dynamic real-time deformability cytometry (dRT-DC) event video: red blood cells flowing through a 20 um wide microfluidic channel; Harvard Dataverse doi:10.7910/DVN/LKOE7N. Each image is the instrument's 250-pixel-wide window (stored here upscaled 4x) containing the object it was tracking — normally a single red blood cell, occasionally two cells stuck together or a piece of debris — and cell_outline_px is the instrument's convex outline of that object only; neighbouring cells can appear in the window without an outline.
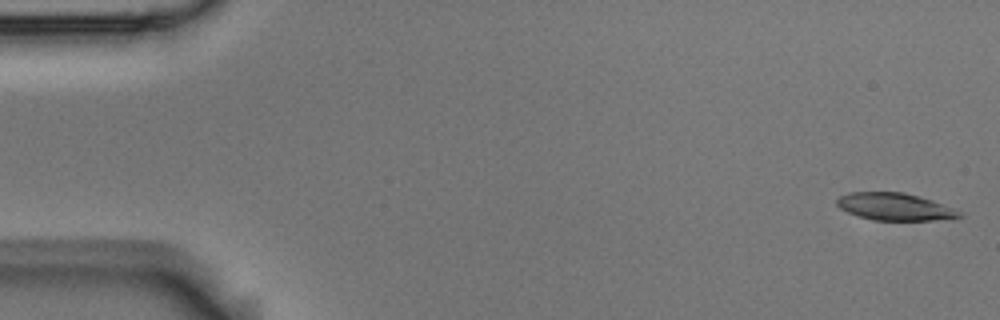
{"species": "Egyptian fruit bat (a non-hibernating species)", "species_latin": "Rousettus aegyptiacus", "temperature_condition": "room temperature", "stored_images_in_passage": 54, "camera_frame_rate_fps": 3000, "um_per_image_px": 0.085, "animal": {"sex": "male"}, "frame": {"image": 1, "passage_image": 1, "time_ms": 0.0, "image_size_px": [1000, 320], "cell_outline_px": [[964, 216], [932, 220], [872, 220], [848, 212], [840, 208], [836, 204], [836, 200], [840, 196], [848, 192], [904, 192], [932, 200], [952, 208], [960, 212]], "centroid_in_image_um": [76.01, 17.56], "position_along_channel_um": 9.0, "area_um2": 19.25}}
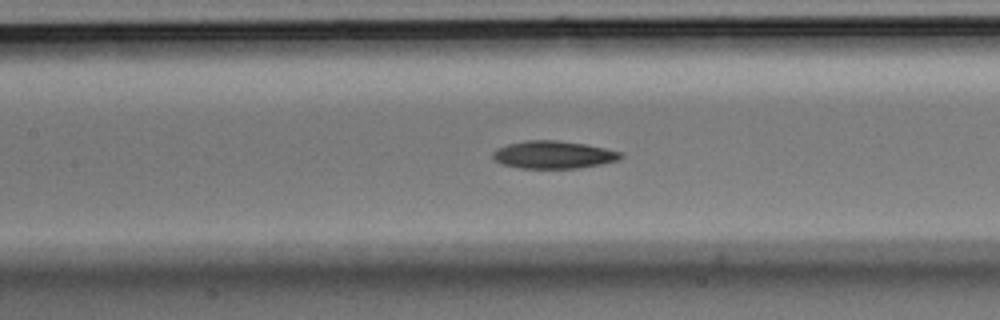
{"frame": {"image": 2, "passage_image": 24, "time_ms": 7.667, "image_size_px": [1000, 320], "cell_outline_px": [[624, 156], [616, 160], [600, 164], [576, 168], [520, 168], [500, 164], [492, 156], [492, 152], [496, 148], [508, 144], [524, 140], [556, 140], [584, 144], [624, 152]], "centroid_in_image_um": [47.01, 13.15], "position_along_channel_um": 160.4, "area_um2": 20.58}}
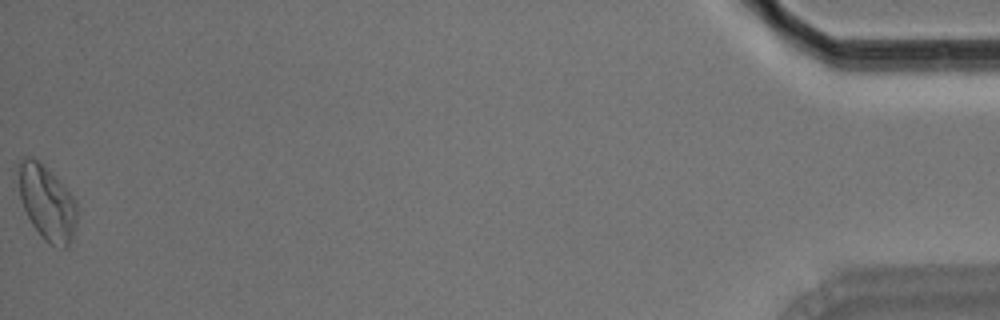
{"frame": {"image": 3, "passage_image": 54, "time_ms": 17.667, "image_size_px": [1000, 320], "cell_outline_px": [[76, 224], [68, 248], [64, 248], [48, 244], [40, 236], [32, 224], [24, 208], [20, 196], [16, 172], [16, 160], [24, 156], [32, 156], [40, 160], [52, 172], [76, 200]], "centroid_in_image_um": [3.94, 17.16], "position_along_channel_um": 431.3, "area_um2": 26.13}, "authors_computed_cell_mechanics": {"area_um2": 21.097, "velocity_mm_per_s": 3.6987, "shape_relaxation_time_tau1_ms": 8.3497, "shape_relaxation_time_tau2_ms": null, "deformation_change_tau1": 0.1718, "deformation_change_tau2": null}}